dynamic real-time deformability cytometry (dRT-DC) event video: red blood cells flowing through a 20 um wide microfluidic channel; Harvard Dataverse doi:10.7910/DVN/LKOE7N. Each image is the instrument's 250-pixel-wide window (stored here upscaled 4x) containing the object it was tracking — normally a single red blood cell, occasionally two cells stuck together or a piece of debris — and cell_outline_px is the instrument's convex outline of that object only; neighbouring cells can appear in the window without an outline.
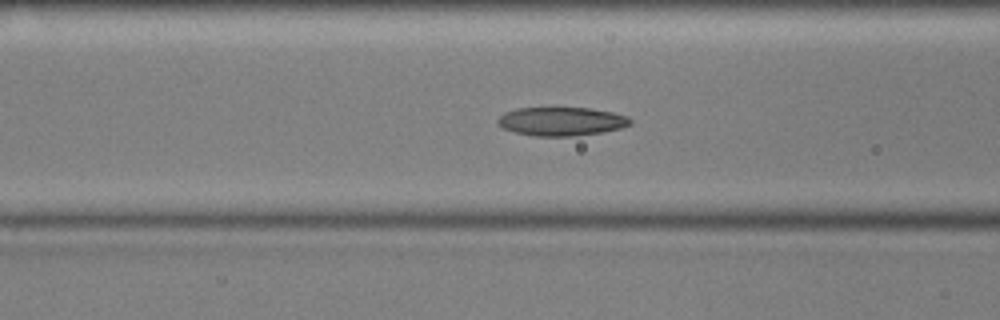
{"species": "common noctule bat (a hibernating species)", "species_latin": "Nyctalus noctula", "temperature_condition": "cold", "stored_images_in_passage": 43, "camera_frame_rate_fps": 3000, "um_per_image_px": 0.085, "animal": {"sex": "male", "body_mass_g": 17.9, "forearm_length_mm": 54.2}, "frame": {"image": 1, "passage_image": 9, "time_ms": 2.667, "image_size_px": [1000, 320], "cell_outline_px": [[632, 124], [620, 128], [604, 132], [576, 136], [536, 136], [516, 132], [504, 128], [496, 124], [496, 120], [504, 112], [516, 108], [588, 108], [612, 112], [628, 116], [632, 120]], "centroid_in_image_um": [47.73, 10.32], "position_along_channel_um": 118.9, "area_um2": 22.2}}
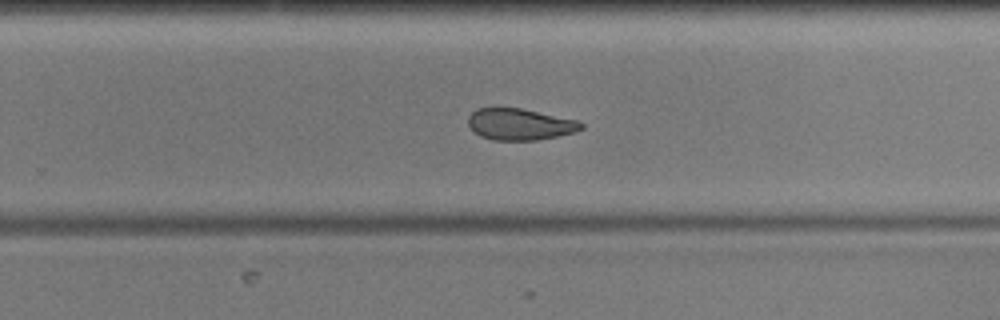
{"frame": {"image": 2, "passage_image": 23, "time_ms": 7.333, "image_size_px": [1000, 320], "cell_outline_px": [[584, 128], [576, 132], [536, 140], [492, 140], [480, 136], [468, 124], [468, 116], [476, 108], [520, 108], [576, 120], [584, 124]], "centroid_in_image_um": [44.18, 10.57], "position_along_channel_um": 285.6, "area_um2": 20.58}}
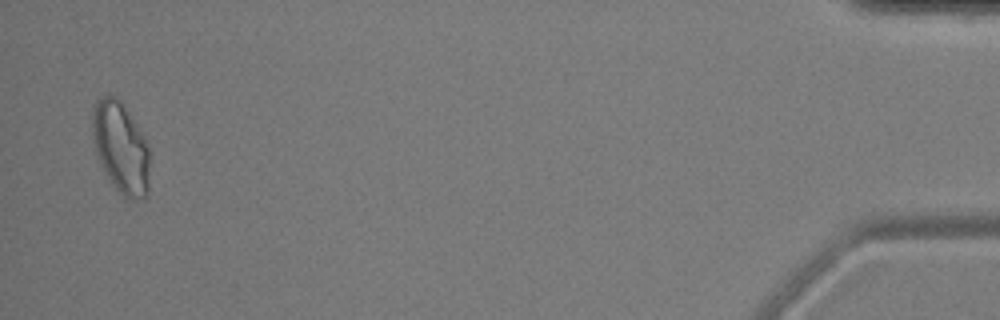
{"frame": {"image": 3, "passage_image": 42, "time_ms": 13.667, "image_size_px": [1000, 320], "cell_outline_px": [[148, 196], [140, 200], [132, 200], [120, 196], [112, 184], [100, 164], [96, 152], [92, 136], [92, 108], [96, 100], [100, 96], [108, 92], [120, 100], [144, 136], [148, 144]], "centroid_in_image_um": [10.24, 12.55], "position_along_channel_um": 425.0, "area_um2": 30.87}, "authors_computed_cell_mechanics": {"area_um2": 22.542, "velocity_mm_per_s": 3.5752, "shape_relaxation_time_tau1_ms": null, "shape_relaxation_time_tau2_ms": 5.8913, "deformation_change_tau1": null, "deformation_change_tau2": 0.1317}}